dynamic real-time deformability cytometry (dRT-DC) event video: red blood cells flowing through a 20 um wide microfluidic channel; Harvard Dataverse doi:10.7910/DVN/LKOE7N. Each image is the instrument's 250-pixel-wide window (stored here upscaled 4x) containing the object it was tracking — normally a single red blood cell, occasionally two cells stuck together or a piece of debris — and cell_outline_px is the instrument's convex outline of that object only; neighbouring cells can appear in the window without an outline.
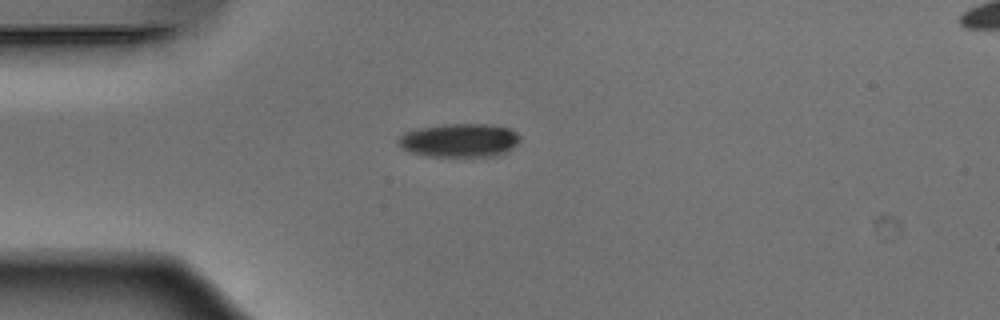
{"species": "Egyptian fruit bat (a non-hibernating species)", "species_latin": "Rousettus aegyptiacus", "temperature_condition": "warm", "stored_images_in_passage": 39, "camera_frame_rate_fps": 3000, "um_per_image_px": 0.085, "animal": {"sex": "male"}, "frame": {"image": 1, "passage_image": 1, "time_ms": 0.0, "image_size_px": [1000, 320], "cell_outline_px": [[520, 140], [508, 152], [500, 156], [428, 156], [412, 152], [400, 148], [396, 144], [400, 136], [404, 132], [416, 128], [444, 124], [488, 124], [508, 128], [516, 132], [520, 136]], "centroid_in_image_um": [39.05, 11.93], "position_along_channel_um": 46.0, "area_um2": 24.04}}
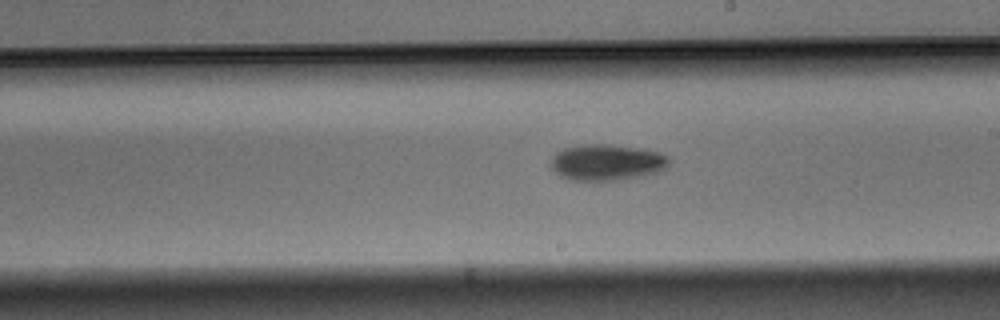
{"frame": {"image": 2, "passage_image": 17, "time_ms": 5.333, "image_size_px": [1000, 320], "cell_outline_px": [[668, 164], [660, 172], [644, 176], [620, 180], [572, 180], [560, 176], [548, 164], [552, 156], [556, 152], [564, 148], [580, 144], [612, 144], [640, 148], [660, 152], [668, 156]], "centroid_in_image_um": [51.56, 13.79], "position_along_channel_um": 237.4, "area_um2": 25.26}}
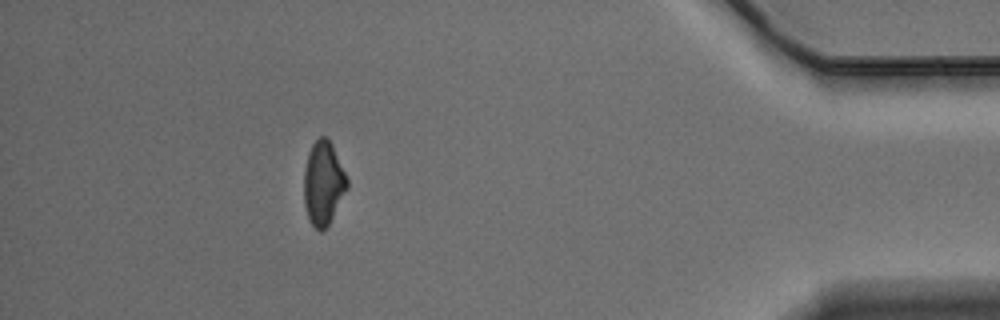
{"frame": {"image": 3, "passage_image": 34, "time_ms": 11.0, "image_size_px": [1000, 320], "cell_outline_px": [[348, 188], [328, 224], [320, 232], [312, 224], [308, 216], [304, 204], [304, 168], [308, 152], [312, 144], [320, 136], [328, 136], [332, 144], [348, 180]], "centroid_in_image_um": [27.47, 15.52], "position_along_channel_um": 407.7, "area_um2": 20.92}, "authors_computed_cell_mechanics": {"area_um2": 23.2934, "velocity_mm_per_s": 3.8994, "shape_relaxation_time_tau1_ms": 3.0184, "shape_relaxation_time_tau2_ms": null, "deformation_change_tau1": 0.1184, "deformation_change_tau2": null}}